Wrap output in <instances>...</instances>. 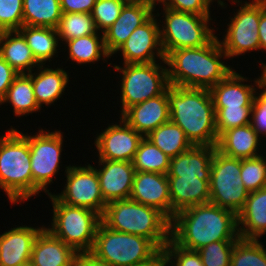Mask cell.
Here are the masks:
<instances>
[{
    "mask_svg": "<svg viewBox=\"0 0 266 266\" xmlns=\"http://www.w3.org/2000/svg\"><path fill=\"white\" fill-rule=\"evenodd\" d=\"M170 238L177 245L195 251L216 241H236L237 215L212 203L188 207L171 220Z\"/></svg>",
    "mask_w": 266,
    "mask_h": 266,
    "instance_id": "cell-1",
    "label": "cell"
},
{
    "mask_svg": "<svg viewBox=\"0 0 266 266\" xmlns=\"http://www.w3.org/2000/svg\"><path fill=\"white\" fill-rule=\"evenodd\" d=\"M224 56L217 36L205 46L171 51L165 57L169 84L210 90L233 70L222 62Z\"/></svg>",
    "mask_w": 266,
    "mask_h": 266,
    "instance_id": "cell-2",
    "label": "cell"
},
{
    "mask_svg": "<svg viewBox=\"0 0 266 266\" xmlns=\"http://www.w3.org/2000/svg\"><path fill=\"white\" fill-rule=\"evenodd\" d=\"M170 121L178 125L193 145L216 146L218 133L209 89L168 88Z\"/></svg>",
    "mask_w": 266,
    "mask_h": 266,
    "instance_id": "cell-3",
    "label": "cell"
},
{
    "mask_svg": "<svg viewBox=\"0 0 266 266\" xmlns=\"http://www.w3.org/2000/svg\"><path fill=\"white\" fill-rule=\"evenodd\" d=\"M101 221L112 230L147 238L161 251L170 240L171 221L158 209L131 199L108 203Z\"/></svg>",
    "mask_w": 266,
    "mask_h": 266,
    "instance_id": "cell-4",
    "label": "cell"
},
{
    "mask_svg": "<svg viewBox=\"0 0 266 266\" xmlns=\"http://www.w3.org/2000/svg\"><path fill=\"white\" fill-rule=\"evenodd\" d=\"M30 160L26 134L10 128L0 137V187L12 204L32 197Z\"/></svg>",
    "mask_w": 266,
    "mask_h": 266,
    "instance_id": "cell-5",
    "label": "cell"
},
{
    "mask_svg": "<svg viewBox=\"0 0 266 266\" xmlns=\"http://www.w3.org/2000/svg\"><path fill=\"white\" fill-rule=\"evenodd\" d=\"M160 251L151 240L112 230L101 221L90 253L113 266H131L151 261Z\"/></svg>",
    "mask_w": 266,
    "mask_h": 266,
    "instance_id": "cell-6",
    "label": "cell"
},
{
    "mask_svg": "<svg viewBox=\"0 0 266 266\" xmlns=\"http://www.w3.org/2000/svg\"><path fill=\"white\" fill-rule=\"evenodd\" d=\"M53 206L52 227L46 228L78 253L92 250L101 216L90 209L60 202L49 194Z\"/></svg>",
    "mask_w": 266,
    "mask_h": 266,
    "instance_id": "cell-7",
    "label": "cell"
},
{
    "mask_svg": "<svg viewBox=\"0 0 266 266\" xmlns=\"http://www.w3.org/2000/svg\"><path fill=\"white\" fill-rule=\"evenodd\" d=\"M164 25L160 28L161 48L165 57L176 49L198 48L207 45L214 37L209 28L211 16H200L163 8Z\"/></svg>",
    "mask_w": 266,
    "mask_h": 266,
    "instance_id": "cell-8",
    "label": "cell"
},
{
    "mask_svg": "<svg viewBox=\"0 0 266 266\" xmlns=\"http://www.w3.org/2000/svg\"><path fill=\"white\" fill-rule=\"evenodd\" d=\"M158 63L114 65L122 74L121 115L131 106L163 94L170 86L168 69Z\"/></svg>",
    "mask_w": 266,
    "mask_h": 266,
    "instance_id": "cell-9",
    "label": "cell"
},
{
    "mask_svg": "<svg viewBox=\"0 0 266 266\" xmlns=\"http://www.w3.org/2000/svg\"><path fill=\"white\" fill-rule=\"evenodd\" d=\"M240 173L241 159L225 156L215 150L211 161L209 203L238 215L249 195Z\"/></svg>",
    "mask_w": 266,
    "mask_h": 266,
    "instance_id": "cell-10",
    "label": "cell"
},
{
    "mask_svg": "<svg viewBox=\"0 0 266 266\" xmlns=\"http://www.w3.org/2000/svg\"><path fill=\"white\" fill-rule=\"evenodd\" d=\"M57 130L54 132L39 130V133L27 135L31 156L32 196L41 191L49 193L47 186L52 182L53 176L59 172L63 135Z\"/></svg>",
    "mask_w": 266,
    "mask_h": 266,
    "instance_id": "cell-11",
    "label": "cell"
},
{
    "mask_svg": "<svg viewBox=\"0 0 266 266\" xmlns=\"http://www.w3.org/2000/svg\"><path fill=\"white\" fill-rule=\"evenodd\" d=\"M66 184L61 194L54 196L62 203L84 207L97 212L101 217L107 203L101 194L98 174L95 167L67 166Z\"/></svg>",
    "mask_w": 266,
    "mask_h": 266,
    "instance_id": "cell-12",
    "label": "cell"
},
{
    "mask_svg": "<svg viewBox=\"0 0 266 266\" xmlns=\"http://www.w3.org/2000/svg\"><path fill=\"white\" fill-rule=\"evenodd\" d=\"M251 1L240 6L234 18L231 17L225 38L223 41L219 40L227 59L252 50H260V0Z\"/></svg>",
    "mask_w": 266,
    "mask_h": 266,
    "instance_id": "cell-13",
    "label": "cell"
},
{
    "mask_svg": "<svg viewBox=\"0 0 266 266\" xmlns=\"http://www.w3.org/2000/svg\"><path fill=\"white\" fill-rule=\"evenodd\" d=\"M154 15L136 28L116 50V52L122 53L123 64L152 63L157 61L156 57L165 63V55L160 41V26Z\"/></svg>",
    "mask_w": 266,
    "mask_h": 266,
    "instance_id": "cell-14",
    "label": "cell"
},
{
    "mask_svg": "<svg viewBox=\"0 0 266 266\" xmlns=\"http://www.w3.org/2000/svg\"><path fill=\"white\" fill-rule=\"evenodd\" d=\"M119 122L109 125L96 137L99 159L132 162L144 136L130 127L122 117Z\"/></svg>",
    "mask_w": 266,
    "mask_h": 266,
    "instance_id": "cell-15",
    "label": "cell"
},
{
    "mask_svg": "<svg viewBox=\"0 0 266 266\" xmlns=\"http://www.w3.org/2000/svg\"><path fill=\"white\" fill-rule=\"evenodd\" d=\"M129 199L154 207L172 220V206L167 175L136 171Z\"/></svg>",
    "mask_w": 266,
    "mask_h": 266,
    "instance_id": "cell-16",
    "label": "cell"
},
{
    "mask_svg": "<svg viewBox=\"0 0 266 266\" xmlns=\"http://www.w3.org/2000/svg\"><path fill=\"white\" fill-rule=\"evenodd\" d=\"M98 163L103 166L101 169H95L104 201L108 204L129 199L136 172L132 162L99 159Z\"/></svg>",
    "mask_w": 266,
    "mask_h": 266,
    "instance_id": "cell-17",
    "label": "cell"
},
{
    "mask_svg": "<svg viewBox=\"0 0 266 266\" xmlns=\"http://www.w3.org/2000/svg\"><path fill=\"white\" fill-rule=\"evenodd\" d=\"M154 10L155 7L146 2H127L117 20L103 32L107 52L111 56L115 54L130 34L153 15Z\"/></svg>",
    "mask_w": 266,
    "mask_h": 266,
    "instance_id": "cell-18",
    "label": "cell"
},
{
    "mask_svg": "<svg viewBox=\"0 0 266 266\" xmlns=\"http://www.w3.org/2000/svg\"><path fill=\"white\" fill-rule=\"evenodd\" d=\"M121 117L144 137L170 121L168 89L161 95L128 108Z\"/></svg>",
    "mask_w": 266,
    "mask_h": 266,
    "instance_id": "cell-19",
    "label": "cell"
},
{
    "mask_svg": "<svg viewBox=\"0 0 266 266\" xmlns=\"http://www.w3.org/2000/svg\"><path fill=\"white\" fill-rule=\"evenodd\" d=\"M44 228L23 225L0 234V266H20L30 262L35 239Z\"/></svg>",
    "mask_w": 266,
    "mask_h": 266,
    "instance_id": "cell-20",
    "label": "cell"
},
{
    "mask_svg": "<svg viewBox=\"0 0 266 266\" xmlns=\"http://www.w3.org/2000/svg\"><path fill=\"white\" fill-rule=\"evenodd\" d=\"M78 254L44 228L35 239L30 262L32 266H75Z\"/></svg>",
    "mask_w": 266,
    "mask_h": 266,
    "instance_id": "cell-21",
    "label": "cell"
},
{
    "mask_svg": "<svg viewBox=\"0 0 266 266\" xmlns=\"http://www.w3.org/2000/svg\"><path fill=\"white\" fill-rule=\"evenodd\" d=\"M216 146L193 145L186 152L170 159L167 177H195L210 180L211 161Z\"/></svg>",
    "mask_w": 266,
    "mask_h": 266,
    "instance_id": "cell-22",
    "label": "cell"
},
{
    "mask_svg": "<svg viewBox=\"0 0 266 266\" xmlns=\"http://www.w3.org/2000/svg\"><path fill=\"white\" fill-rule=\"evenodd\" d=\"M172 206V219L183 209L210 201V180L195 177H167Z\"/></svg>",
    "mask_w": 266,
    "mask_h": 266,
    "instance_id": "cell-23",
    "label": "cell"
},
{
    "mask_svg": "<svg viewBox=\"0 0 266 266\" xmlns=\"http://www.w3.org/2000/svg\"><path fill=\"white\" fill-rule=\"evenodd\" d=\"M246 77L232 70L223 80L210 89L214 107H252L256 88L244 84Z\"/></svg>",
    "mask_w": 266,
    "mask_h": 266,
    "instance_id": "cell-24",
    "label": "cell"
},
{
    "mask_svg": "<svg viewBox=\"0 0 266 266\" xmlns=\"http://www.w3.org/2000/svg\"><path fill=\"white\" fill-rule=\"evenodd\" d=\"M237 219L240 238L259 240L266 234V187L249 192Z\"/></svg>",
    "mask_w": 266,
    "mask_h": 266,
    "instance_id": "cell-25",
    "label": "cell"
},
{
    "mask_svg": "<svg viewBox=\"0 0 266 266\" xmlns=\"http://www.w3.org/2000/svg\"><path fill=\"white\" fill-rule=\"evenodd\" d=\"M259 136L261 137L250 124L238 126L223 132L218 137L216 150L231 158H254L260 156L257 152L260 145Z\"/></svg>",
    "mask_w": 266,
    "mask_h": 266,
    "instance_id": "cell-26",
    "label": "cell"
},
{
    "mask_svg": "<svg viewBox=\"0 0 266 266\" xmlns=\"http://www.w3.org/2000/svg\"><path fill=\"white\" fill-rule=\"evenodd\" d=\"M0 56L19 74L30 73L40 65L18 30L0 32Z\"/></svg>",
    "mask_w": 266,
    "mask_h": 266,
    "instance_id": "cell-27",
    "label": "cell"
},
{
    "mask_svg": "<svg viewBox=\"0 0 266 266\" xmlns=\"http://www.w3.org/2000/svg\"><path fill=\"white\" fill-rule=\"evenodd\" d=\"M37 68L39 73H27L32 79L36 101L40 107L43 104L46 106L54 104L69 84V75L63 68H45L44 65H39Z\"/></svg>",
    "mask_w": 266,
    "mask_h": 266,
    "instance_id": "cell-28",
    "label": "cell"
},
{
    "mask_svg": "<svg viewBox=\"0 0 266 266\" xmlns=\"http://www.w3.org/2000/svg\"><path fill=\"white\" fill-rule=\"evenodd\" d=\"M26 40L31 52L40 65H45L57 52L58 33L55 28L39 26H22L18 30ZM45 62V63H44Z\"/></svg>",
    "mask_w": 266,
    "mask_h": 266,
    "instance_id": "cell-29",
    "label": "cell"
},
{
    "mask_svg": "<svg viewBox=\"0 0 266 266\" xmlns=\"http://www.w3.org/2000/svg\"><path fill=\"white\" fill-rule=\"evenodd\" d=\"M2 103H10L16 117L32 114L41 108L34 96L32 79L27 73L18 74L14 78L0 104Z\"/></svg>",
    "mask_w": 266,
    "mask_h": 266,
    "instance_id": "cell-30",
    "label": "cell"
},
{
    "mask_svg": "<svg viewBox=\"0 0 266 266\" xmlns=\"http://www.w3.org/2000/svg\"><path fill=\"white\" fill-rule=\"evenodd\" d=\"M145 137L169 158L184 153L193 146L185 132L172 121L161 124Z\"/></svg>",
    "mask_w": 266,
    "mask_h": 266,
    "instance_id": "cell-31",
    "label": "cell"
},
{
    "mask_svg": "<svg viewBox=\"0 0 266 266\" xmlns=\"http://www.w3.org/2000/svg\"><path fill=\"white\" fill-rule=\"evenodd\" d=\"M61 15L60 0H23V26L56 29Z\"/></svg>",
    "mask_w": 266,
    "mask_h": 266,
    "instance_id": "cell-32",
    "label": "cell"
},
{
    "mask_svg": "<svg viewBox=\"0 0 266 266\" xmlns=\"http://www.w3.org/2000/svg\"><path fill=\"white\" fill-rule=\"evenodd\" d=\"M98 34H90L66 41L69 57L78 64L95 63L101 59V56L108 58L111 55L107 52L103 34L101 38Z\"/></svg>",
    "mask_w": 266,
    "mask_h": 266,
    "instance_id": "cell-33",
    "label": "cell"
},
{
    "mask_svg": "<svg viewBox=\"0 0 266 266\" xmlns=\"http://www.w3.org/2000/svg\"><path fill=\"white\" fill-rule=\"evenodd\" d=\"M170 159L150 140L144 137L132 160L135 171L168 174Z\"/></svg>",
    "mask_w": 266,
    "mask_h": 266,
    "instance_id": "cell-34",
    "label": "cell"
},
{
    "mask_svg": "<svg viewBox=\"0 0 266 266\" xmlns=\"http://www.w3.org/2000/svg\"><path fill=\"white\" fill-rule=\"evenodd\" d=\"M56 30L59 41L65 42L90 34H98L91 13H62Z\"/></svg>",
    "mask_w": 266,
    "mask_h": 266,
    "instance_id": "cell-35",
    "label": "cell"
},
{
    "mask_svg": "<svg viewBox=\"0 0 266 266\" xmlns=\"http://www.w3.org/2000/svg\"><path fill=\"white\" fill-rule=\"evenodd\" d=\"M230 266H266V248L259 240L238 238Z\"/></svg>",
    "mask_w": 266,
    "mask_h": 266,
    "instance_id": "cell-36",
    "label": "cell"
},
{
    "mask_svg": "<svg viewBox=\"0 0 266 266\" xmlns=\"http://www.w3.org/2000/svg\"><path fill=\"white\" fill-rule=\"evenodd\" d=\"M259 154L254 158L241 159L240 177L249 192L266 187V157Z\"/></svg>",
    "mask_w": 266,
    "mask_h": 266,
    "instance_id": "cell-37",
    "label": "cell"
},
{
    "mask_svg": "<svg viewBox=\"0 0 266 266\" xmlns=\"http://www.w3.org/2000/svg\"><path fill=\"white\" fill-rule=\"evenodd\" d=\"M252 107H214L218 137L225 131L250 124Z\"/></svg>",
    "mask_w": 266,
    "mask_h": 266,
    "instance_id": "cell-38",
    "label": "cell"
},
{
    "mask_svg": "<svg viewBox=\"0 0 266 266\" xmlns=\"http://www.w3.org/2000/svg\"><path fill=\"white\" fill-rule=\"evenodd\" d=\"M127 2L125 0H97L93 6L91 16L97 30L103 33L119 17L120 12Z\"/></svg>",
    "mask_w": 266,
    "mask_h": 266,
    "instance_id": "cell-39",
    "label": "cell"
},
{
    "mask_svg": "<svg viewBox=\"0 0 266 266\" xmlns=\"http://www.w3.org/2000/svg\"><path fill=\"white\" fill-rule=\"evenodd\" d=\"M236 241H216L197 250L204 266H230Z\"/></svg>",
    "mask_w": 266,
    "mask_h": 266,
    "instance_id": "cell-40",
    "label": "cell"
},
{
    "mask_svg": "<svg viewBox=\"0 0 266 266\" xmlns=\"http://www.w3.org/2000/svg\"><path fill=\"white\" fill-rule=\"evenodd\" d=\"M165 266H204L199 253L177 245L171 238L162 250Z\"/></svg>",
    "mask_w": 266,
    "mask_h": 266,
    "instance_id": "cell-41",
    "label": "cell"
},
{
    "mask_svg": "<svg viewBox=\"0 0 266 266\" xmlns=\"http://www.w3.org/2000/svg\"><path fill=\"white\" fill-rule=\"evenodd\" d=\"M261 76V77H260ZM258 79L254 80L255 86L262 92L255 95L251 109L250 125L256 133L266 135V79L264 69Z\"/></svg>",
    "mask_w": 266,
    "mask_h": 266,
    "instance_id": "cell-42",
    "label": "cell"
},
{
    "mask_svg": "<svg viewBox=\"0 0 266 266\" xmlns=\"http://www.w3.org/2000/svg\"><path fill=\"white\" fill-rule=\"evenodd\" d=\"M23 26V0H0V32Z\"/></svg>",
    "mask_w": 266,
    "mask_h": 266,
    "instance_id": "cell-43",
    "label": "cell"
},
{
    "mask_svg": "<svg viewBox=\"0 0 266 266\" xmlns=\"http://www.w3.org/2000/svg\"><path fill=\"white\" fill-rule=\"evenodd\" d=\"M218 5L224 8L225 3L217 0ZM213 0H164L162 2L165 8L179 12H188L200 16H210V4Z\"/></svg>",
    "mask_w": 266,
    "mask_h": 266,
    "instance_id": "cell-44",
    "label": "cell"
},
{
    "mask_svg": "<svg viewBox=\"0 0 266 266\" xmlns=\"http://www.w3.org/2000/svg\"><path fill=\"white\" fill-rule=\"evenodd\" d=\"M97 0H60L62 13H91Z\"/></svg>",
    "mask_w": 266,
    "mask_h": 266,
    "instance_id": "cell-45",
    "label": "cell"
},
{
    "mask_svg": "<svg viewBox=\"0 0 266 266\" xmlns=\"http://www.w3.org/2000/svg\"><path fill=\"white\" fill-rule=\"evenodd\" d=\"M19 73L15 71L1 56H0V102L4 98L8 88L11 86L14 78Z\"/></svg>",
    "mask_w": 266,
    "mask_h": 266,
    "instance_id": "cell-46",
    "label": "cell"
},
{
    "mask_svg": "<svg viewBox=\"0 0 266 266\" xmlns=\"http://www.w3.org/2000/svg\"><path fill=\"white\" fill-rule=\"evenodd\" d=\"M75 266H113V265L96 258L90 252H83L78 254Z\"/></svg>",
    "mask_w": 266,
    "mask_h": 266,
    "instance_id": "cell-47",
    "label": "cell"
},
{
    "mask_svg": "<svg viewBox=\"0 0 266 266\" xmlns=\"http://www.w3.org/2000/svg\"><path fill=\"white\" fill-rule=\"evenodd\" d=\"M258 32L260 50H266V0H260V20Z\"/></svg>",
    "mask_w": 266,
    "mask_h": 266,
    "instance_id": "cell-48",
    "label": "cell"
},
{
    "mask_svg": "<svg viewBox=\"0 0 266 266\" xmlns=\"http://www.w3.org/2000/svg\"><path fill=\"white\" fill-rule=\"evenodd\" d=\"M131 266H165L163 252L160 251L151 261Z\"/></svg>",
    "mask_w": 266,
    "mask_h": 266,
    "instance_id": "cell-49",
    "label": "cell"
},
{
    "mask_svg": "<svg viewBox=\"0 0 266 266\" xmlns=\"http://www.w3.org/2000/svg\"><path fill=\"white\" fill-rule=\"evenodd\" d=\"M139 1V2H146V3H149L151 5H153L154 7L156 5H158V3H162L164 0H136V2ZM157 3V4H156Z\"/></svg>",
    "mask_w": 266,
    "mask_h": 266,
    "instance_id": "cell-50",
    "label": "cell"
},
{
    "mask_svg": "<svg viewBox=\"0 0 266 266\" xmlns=\"http://www.w3.org/2000/svg\"><path fill=\"white\" fill-rule=\"evenodd\" d=\"M20 266H32V264H31V262H28V263L20 265Z\"/></svg>",
    "mask_w": 266,
    "mask_h": 266,
    "instance_id": "cell-51",
    "label": "cell"
},
{
    "mask_svg": "<svg viewBox=\"0 0 266 266\" xmlns=\"http://www.w3.org/2000/svg\"><path fill=\"white\" fill-rule=\"evenodd\" d=\"M126 2H136V0H125Z\"/></svg>",
    "mask_w": 266,
    "mask_h": 266,
    "instance_id": "cell-52",
    "label": "cell"
}]
</instances>
